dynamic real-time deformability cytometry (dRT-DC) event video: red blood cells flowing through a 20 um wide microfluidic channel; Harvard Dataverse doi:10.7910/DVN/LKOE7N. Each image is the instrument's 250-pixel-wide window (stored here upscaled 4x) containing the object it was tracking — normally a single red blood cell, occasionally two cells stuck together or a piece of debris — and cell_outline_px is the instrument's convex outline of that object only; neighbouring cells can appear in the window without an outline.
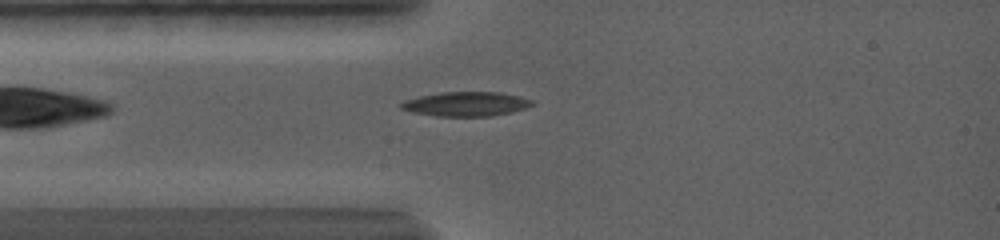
{"species": "common noctule bat (a hibernating species)", "species_latin": "Nyctalus noctula", "temperature_condition": "warm", "stored_images_in_passage": 31, "camera_frame_rate_fps": 5000, "um_per_image_px": 0.085, "animal": {"sex": "female", "body_mass_g": 19.0, "forearm_length_mm": 56.7}, "frame": {"image": 1, "passage_image": 5, "time_ms": 1.4, "image_size_px": [1000, 240], "cell_outline_px": [[536, 104], [528, 108], [512, 112], [492, 116], [432, 116], [412, 112], [400, 108], [400, 104], [408, 100], [424, 96], [448, 92], [492, 92], [516, 96], [536, 100]], "centroid_in_image_um": [39.7, 8.86], "position_along_channel_um": 45.3, "area_um2": 18.38}}
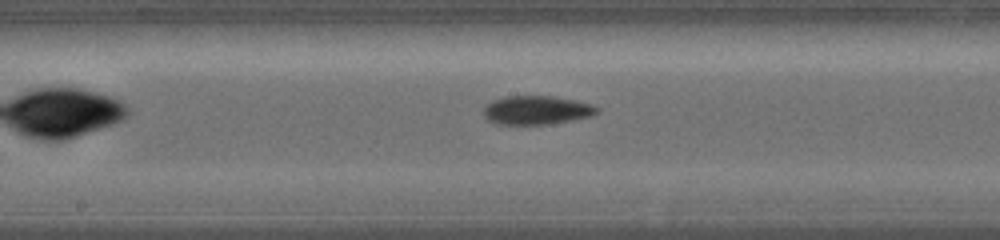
{"frame": {"image": 2, "passage_image": 16, "time_ms": 5.8, "image_size_px": [1000, 240], "cell_outline_px": [[600, 112], [592, 116], [572, 120], [548, 124], [496, 124], [488, 120], [484, 116], [484, 108], [492, 100], [504, 96], [552, 96], [592, 104], [600, 108]], "centroid_in_image_um": [45.63, 9.36], "position_along_channel_um": 202.6, "area_um2": 19.02}}
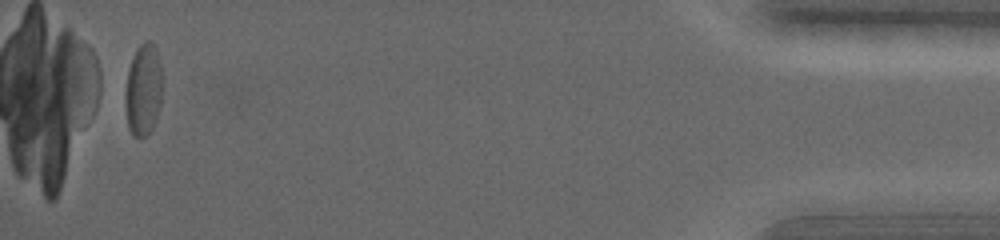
{"frame": {"image": 3, "passage_image": 31, "time_ms": 15.0, "image_size_px": [1000, 240], "cell_outline_px": [[160, 108], [152, 128], [140, 140], [132, 136], [128, 128], [124, 96], [128, 68], [136, 48], [144, 40], [148, 40], [156, 48], [160, 64]], "centroid_in_image_um": [12.14, 7.65], "position_along_channel_um": 423.1, "area_um2": 19.88}, "authors_computed_cell_mechanics": {"area_um2": 18.9006, "velocity_mm_per_s": 3.5908, "shape_relaxation_time_tau1_ms": 7.0008, "shape_relaxation_time_tau2_ms": 2.6358, "deformation_change_tau1": 0.1609, "deformation_change_tau2": 0.0739}}